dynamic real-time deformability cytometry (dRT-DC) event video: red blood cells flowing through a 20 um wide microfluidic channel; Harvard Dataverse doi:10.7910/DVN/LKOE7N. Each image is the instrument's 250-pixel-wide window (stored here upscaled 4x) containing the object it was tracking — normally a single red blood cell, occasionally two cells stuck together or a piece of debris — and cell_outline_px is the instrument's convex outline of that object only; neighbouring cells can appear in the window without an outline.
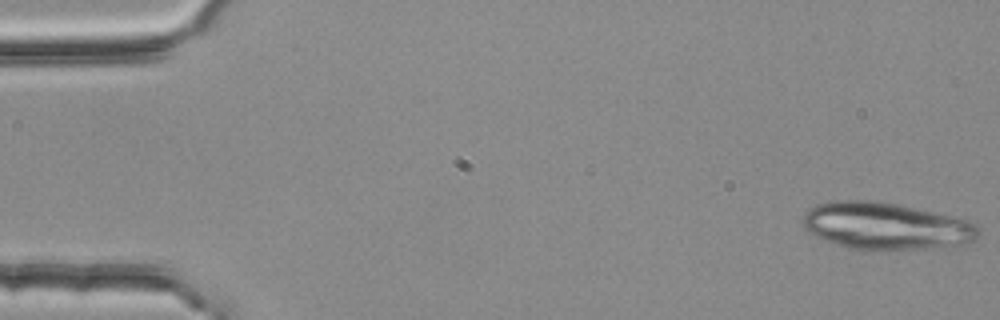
{"species": "common noctule bat (a hibernating species)", "species_latin": "Nyctalus noctula", "temperature_condition": "room temperature", "stored_images_in_passage": 4, "camera_frame_rate_fps": 3000, "um_per_image_px": 0.085, "animal": {"sex": "female", "body_mass_g": 25.1}, "frame": {"image": 1, "passage_image": 1, "time_ms": 0.0, "image_size_px": [1000, 320], "cell_outline_px": [[980, 236], [976, 240], [964, 244], [928, 248], [872, 252], [856, 252], [812, 236], [804, 228], [800, 220], [816, 204], [832, 200], [872, 200], [900, 204], [964, 220], [976, 224], [980, 228]], "centroid_in_image_um": [75.23, 19.25], "position_along_channel_um": 9.8, "area_um2": 49.25}}